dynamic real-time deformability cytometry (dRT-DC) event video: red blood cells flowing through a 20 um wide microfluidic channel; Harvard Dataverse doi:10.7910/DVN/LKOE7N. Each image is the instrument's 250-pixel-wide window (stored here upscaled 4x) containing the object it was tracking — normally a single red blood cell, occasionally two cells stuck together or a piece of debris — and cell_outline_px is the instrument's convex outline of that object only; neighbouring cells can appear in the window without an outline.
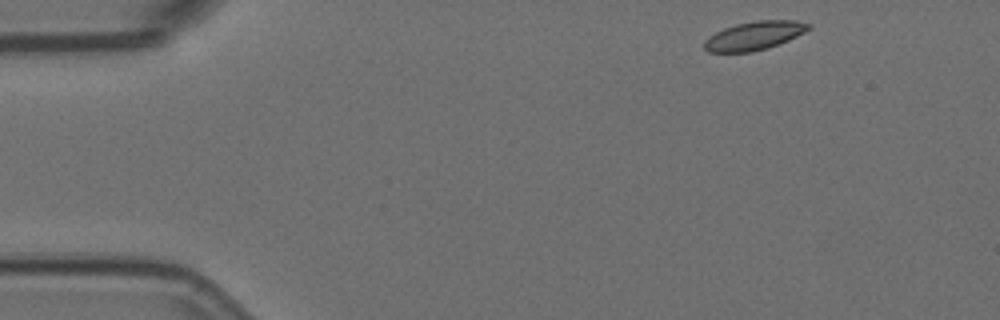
{"species": "Egyptian fruit bat (a non-hibernating species)", "species_latin": "Rousettus aegyptiacus", "temperature_condition": "room temperature", "stored_images_in_passage": 2, "camera_frame_rate_fps": 3000, "um_per_image_px": 0.085, "animal": {"sex": "female"}, "frame": {"image": 1, "passage_image": 1, "time_ms": 0.0, "image_size_px": [1000, 320], "cell_outline_px": [[812, 24], [804, 32], [788, 40], [768, 48], [752, 52], [708, 52], [704, 48], [704, 40], [708, 36], [724, 28], [736, 24], [756, 20], [796, 20]], "centroid_in_image_um": [64.09, 3.03], "position_along_channel_um": 20.9, "area_um2": 17.34}}